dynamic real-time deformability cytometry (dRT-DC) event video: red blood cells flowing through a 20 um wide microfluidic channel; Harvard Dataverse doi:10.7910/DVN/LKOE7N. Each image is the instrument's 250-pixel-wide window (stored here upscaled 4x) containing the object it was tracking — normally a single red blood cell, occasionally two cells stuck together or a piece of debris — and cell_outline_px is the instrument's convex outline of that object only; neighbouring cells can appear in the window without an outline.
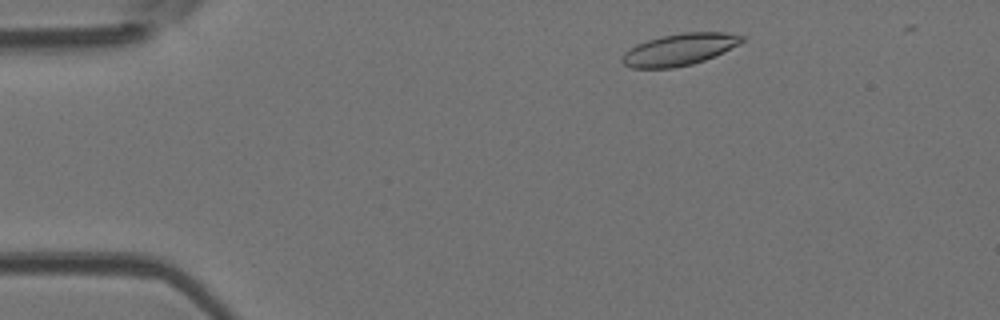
{"species": "Egyptian fruit bat (a non-hibernating species)", "species_latin": "Rousettus aegyptiacus", "temperature_condition": "room temperature", "stored_images_in_passage": 43, "camera_frame_rate_fps": 3000, "um_per_image_px": 0.085, "animal": {"sex": "female"}, "frame": {"image": 1, "passage_image": 4, "time_ms": 1.0, "image_size_px": [1000, 320], "cell_outline_px": [[744, 40], [740, 44], [704, 60], [692, 64], [672, 68], [632, 68], [624, 64], [620, 60], [620, 56], [624, 52], [636, 44], [660, 36], [684, 32], [724, 32], [744, 36]], "centroid_in_image_um": [57.71, 4.2], "position_along_channel_um": 27.3, "area_um2": 22.2}}
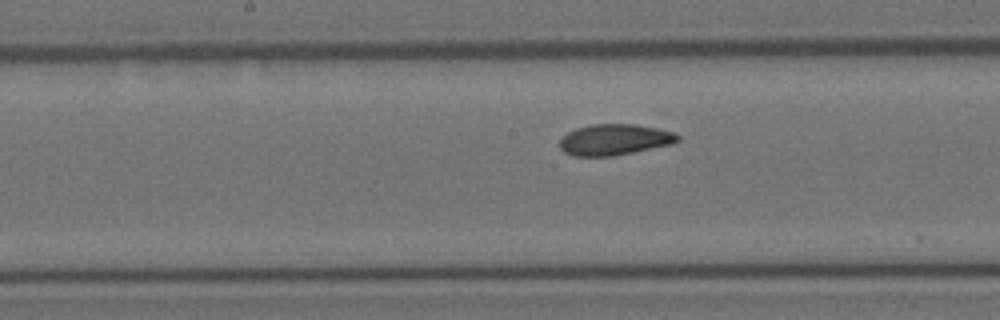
{"frame": {"image": 2, "passage_image": 22, "time_ms": 7.0, "image_size_px": [1000, 320], "cell_outline_px": [[680, 140], [672, 144], [612, 156], [572, 156], [564, 152], [560, 148], [560, 140], [568, 132], [576, 128], [592, 124], [636, 124], [676, 132], [680, 136]], "centroid_in_image_um": [52.25, 11.86], "position_along_channel_um": 196.0, "area_um2": 21.33}}
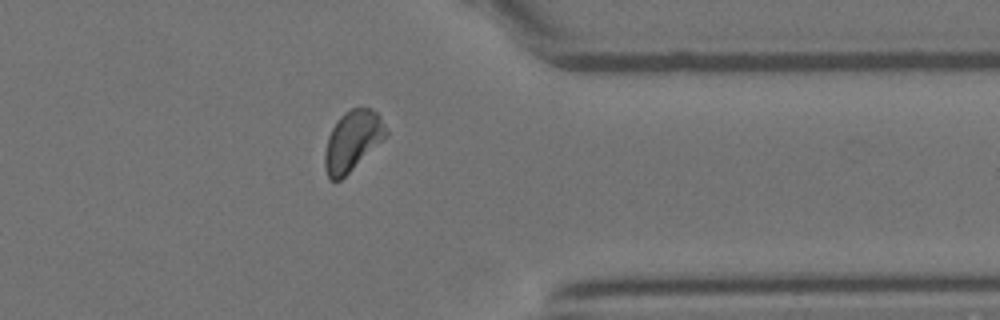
{"frame": {"image": 3, "passage_image": 37, "time_ms": 12.0, "image_size_px": [1000, 320], "cell_outline_px": [[388, 136], [340, 180], [332, 180], [328, 176], [324, 168], [324, 152], [328, 136], [336, 120], [344, 112], [352, 108], [372, 108], [380, 116], [388, 132]], "centroid_in_image_um": [29.96, 11.95], "position_along_channel_um": 381.4, "area_um2": 21.44}, "authors_computed_cell_mechanics": {"area_um2": 21.6172, "velocity_mm_per_s": 3.8986, "shape_relaxation_time_tau1_ms": 4.3512, "shape_relaxation_time_tau2_ms": 1.9443, "deformation_change_tau1": 0.1201, "deformation_change_tau2": 0.0754}}